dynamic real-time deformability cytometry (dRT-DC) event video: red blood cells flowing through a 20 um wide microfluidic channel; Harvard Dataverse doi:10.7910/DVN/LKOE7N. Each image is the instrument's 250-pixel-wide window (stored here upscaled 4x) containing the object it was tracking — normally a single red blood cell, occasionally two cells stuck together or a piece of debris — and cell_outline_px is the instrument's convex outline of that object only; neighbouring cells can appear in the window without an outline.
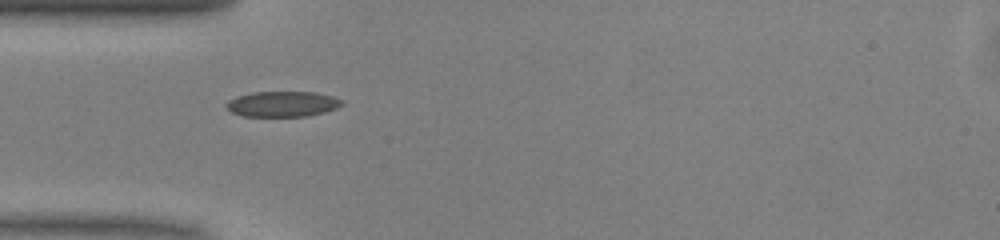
{"species": "common noctule bat (a hibernating species)", "species_latin": "Nyctalus noctula", "temperature_condition": "warm", "stored_images_in_passage": 36, "camera_frame_rate_fps": 3000, "um_per_image_px": 0.085, "animal": {"sex": "male", "body_mass_g": 13.0, "forearm_length_mm": 53.1}, "frame": {"image": 1, "passage_image": 1, "time_ms": 0.0, "image_size_px": [1000, 240], "cell_outline_px": [[344, 104], [336, 108], [324, 112], [304, 116], [244, 116], [232, 112], [224, 104], [228, 100], [236, 96], [252, 92], [316, 92], [332, 96], [344, 100]], "centroid_in_image_um": [24.01, 8.83], "position_along_channel_um": 61.0, "area_um2": 17.17}}
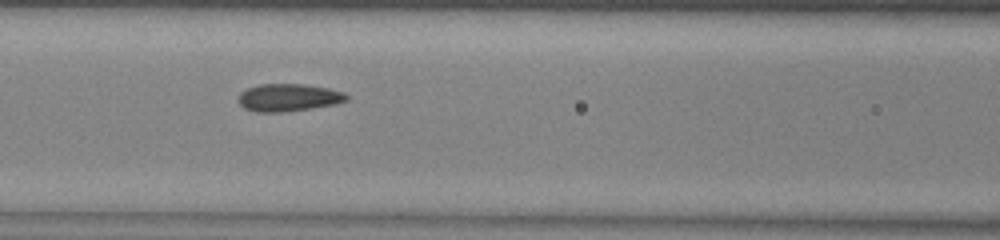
{"frame": {"image": 2, "passage_image": 7, "time_ms": 2.0, "image_size_px": [1000, 240], "cell_outline_px": [[348, 100], [336, 104], [312, 108], [280, 112], [256, 112], [244, 108], [236, 100], [240, 92], [248, 88], [260, 84], [300, 84], [328, 88], [344, 92], [348, 96]], "centroid_in_image_um": [24.5, 8.29], "position_along_channel_um": 142.1, "area_um2": 17.4}}
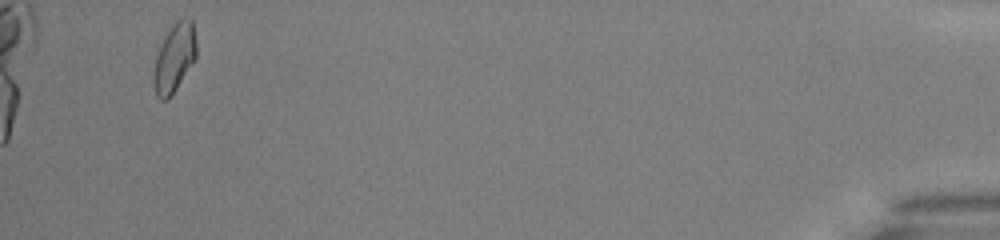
{"frame": {"image": 3, "passage_image": 34, "time_ms": 11.0, "image_size_px": [1000, 240], "cell_outline_px": [[196, 60], [176, 88], [164, 100], [160, 100], [156, 96], [152, 80], [152, 76], [156, 56], [160, 44], [164, 36], [172, 24], [176, 20], [188, 16], [192, 20], [196, 40]], "centroid_in_image_um": [14.82, 4.87], "position_along_channel_um": 420.4, "area_um2": 17.28}, "authors_computed_cell_mechanics": {"area_um2": 16.7042, "velocity_mm_per_s": 4.0829, "shape_relaxation_time_tau1_ms": 4.7918, "shape_relaxation_time_tau2_ms": 1.6009, "deformation_change_tau1": 0.1038, "deformation_change_tau2": 0.0702}}